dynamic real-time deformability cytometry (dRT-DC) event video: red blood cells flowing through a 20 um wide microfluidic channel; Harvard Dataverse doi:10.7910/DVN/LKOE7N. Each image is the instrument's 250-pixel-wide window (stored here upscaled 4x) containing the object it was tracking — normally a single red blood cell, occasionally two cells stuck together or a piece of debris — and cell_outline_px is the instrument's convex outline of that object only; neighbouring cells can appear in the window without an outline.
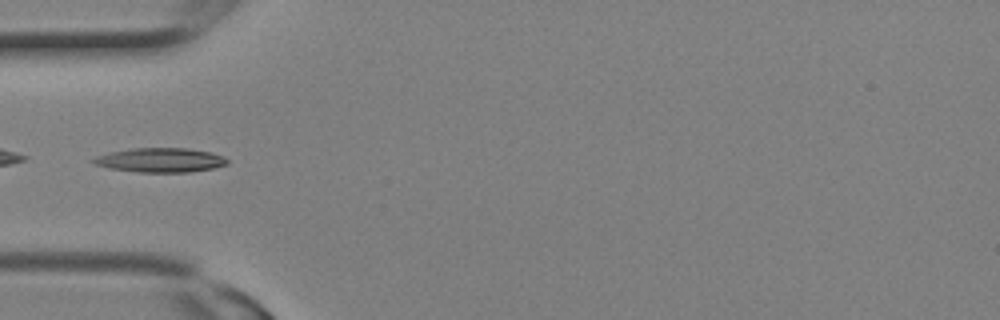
{"species": "Egyptian fruit bat (a non-hibernating species)", "species_latin": "Rousettus aegyptiacus", "temperature_condition": "room temperature", "stored_images_in_passage": 2, "camera_frame_rate_fps": 3000, "um_per_image_px": 0.085, "animal": {"sex": "female"}, "frame": {"image": 1, "passage_image": 2, "time_ms": 0.333, "image_size_px": [1000, 320], "cell_outline_px": [[228, 164], [212, 168], [188, 172], [140, 172], [108, 168], [96, 164], [88, 160], [96, 156], [108, 152], [132, 148], [188, 148], [208, 152], [220, 156], [228, 160]], "centroid_in_image_um": [13.56, 13.6], "position_along_channel_um": 71.4, "area_um2": 18.84}}